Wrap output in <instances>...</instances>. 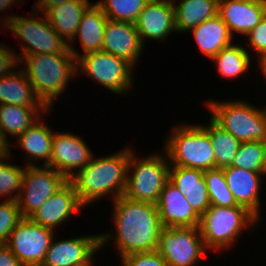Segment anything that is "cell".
Masks as SVG:
<instances>
[{
	"label": "cell",
	"mask_w": 266,
	"mask_h": 266,
	"mask_svg": "<svg viewBox=\"0 0 266 266\" xmlns=\"http://www.w3.org/2000/svg\"><path fill=\"white\" fill-rule=\"evenodd\" d=\"M112 203L116 231L114 242L120 257L155 251L163 228L156 205L130 200L123 195Z\"/></svg>",
	"instance_id": "1"
},
{
	"label": "cell",
	"mask_w": 266,
	"mask_h": 266,
	"mask_svg": "<svg viewBox=\"0 0 266 266\" xmlns=\"http://www.w3.org/2000/svg\"><path fill=\"white\" fill-rule=\"evenodd\" d=\"M118 152L100 158L93 156L84 168L68 179L84 206L109 194H113V201L124 194L130 148L125 147Z\"/></svg>",
	"instance_id": "2"
},
{
	"label": "cell",
	"mask_w": 266,
	"mask_h": 266,
	"mask_svg": "<svg viewBox=\"0 0 266 266\" xmlns=\"http://www.w3.org/2000/svg\"><path fill=\"white\" fill-rule=\"evenodd\" d=\"M19 62H25L26 67L22 70L37 97L49 110L78 72L77 59L70 50L66 53L26 55Z\"/></svg>",
	"instance_id": "3"
},
{
	"label": "cell",
	"mask_w": 266,
	"mask_h": 266,
	"mask_svg": "<svg viewBox=\"0 0 266 266\" xmlns=\"http://www.w3.org/2000/svg\"><path fill=\"white\" fill-rule=\"evenodd\" d=\"M258 218L244 206H210L201 216L199 229L208 250L232 248L244 229L255 226Z\"/></svg>",
	"instance_id": "4"
},
{
	"label": "cell",
	"mask_w": 266,
	"mask_h": 266,
	"mask_svg": "<svg viewBox=\"0 0 266 266\" xmlns=\"http://www.w3.org/2000/svg\"><path fill=\"white\" fill-rule=\"evenodd\" d=\"M171 131L164 146L170 166L203 171L214 168V149L202 126L179 123Z\"/></svg>",
	"instance_id": "5"
},
{
	"label": "cell",
	"mask_w": 266,
	"mask_h": 266,
	"mask_svg": "<svg viewBox=\"0 0 266 266\" xmlns=\"http://www.w3.org/2000/svg\"><path fill=\"white\" fill-rule=\"evenodd\" d=\"M210 117L240 142L266 140V107L258 108L242 100L206 101Z\"/></svg>",
	"instance_id": "6"
},
{
	"label": "cell",
	"mask_w": 266,
	"mask_h": 266,
	"mask_svg": "<svg viewBox=\"0 0 266 266\" xmlns=\"http://www.w3.org/2000/svg\"><path fill=\"white\" fill-rule=\"evenodd\" d=\"M164 153L165 155L153 153L139 159L130 148L123 196L134 201L157 203L164 185L169 180L170 163L165 150Z\"/></svg>",
	"instance_id": "7"
},
{
	"label": "cell",
	"mask_w": 266,
	"mask_h": 266,
	"mask_svg": "<svg viewBox=\"0 0 266 266\" xmlns=\"http://www.w3.org/2000/svg\"><path fill=\"white\" fill-rule=\"evenodd\" d=\"M68 47L77 59L78 73L92 78L113 93L122 95L130 91L133 85L132 71L135 68L126 60L102 50L81 55L71 44Z\"/></svg>",
	"instance_id": "8"
},
{
	"label": "cell",
	"mask_w": 266,
	"mask_h": 266,
	"mask_svg": "<svg viewBox=\"0 0 266 266\" xmlns=\"http://www.w3.org/2000/svg\"><path fill=\"white\" fill-rule=\"evenodd\" d=\"M32 13L30 18L15 15L2 17L3 26L22 39V53L17 55L19 61L26 55L66 53L68 43L51 27L45 14L39 19Z\"/></svg>",
	"instance_id": "9"
},
{
	"label": "cell",
	"mask_w": 266,
	"mask_h": 266,
	"mask_svg": "<svg viewBox=\"0 0 266 266\" xmlns=\"http://www.w3.org/2000/svg\"><path fill=\"white\" fill-rule=\"evenodd\" d=\"M156 251L168 266H194L207 248L199 227H163Z\"/></svg>",
	"instance_id": "10"
},
{
	"label": "cell",
	"mask_w": 266,
	"mask_h": 266,
	"mask_svg": "<svg viewBox=\"0 0 266 266\" xmlns=\"http://www.w3.org/2000/svg\"><path fill=\"white\" fill-rule=\"evenodd\" d=\"M67 181L64 175L51 167L26 165L20 195L16 200L22 217L28 218Z\"/></svg>",
	"instance_id": "11"
},
{
	"label": "cell",
	"mask_w": 266,
	"mask_h": 266,
	"mask_svg": "<svg viewBox=\"0 0 266 266\" xmlns=\"http://www.w3.org/2000/svg\"><path fill=\"white\" fill-rule=\"evenodd\" d=\"M111 234L106 231L59 241L53 238L41 266H93V256L112 241Z\"/></svg>",
	"instance_id": "12"
},
{
	"label": "cell",
	"mask_w": 266,
	"mask_h": 266,
	"mask_svg": "<svg viewBox=\"0 0 266 266\" xmlns=\"http://www.w3.org/2000/svg\"><path fill=\"white\" fill-rule=\"evenodd\" d=\"M54 230L23 218L10 233L7 246L24 266H41Z\"/></svg>",
	"instance_id": "13"
},
{
	"label": "cell",
	"mask_w": 266,
	"mask_h": 266,
	"mask_svg": "<svg viewBox=\"0 0 266 266\" xmlns=\"http://www.w3.org/2000/svg\"><path fill=\"white\" fill-rule=\"evenodd\" d=\"M83 138L68 132L54 133L52 155L47 165L70 179L75 171L84 168L94 154Z\"/></svg>",
	"instance_id": "14"
},
{
	"label": "cell",
	"mask_w": 266,
	"mask_h": 266,
	"mask_svg": "<svg viewBox=\"0 0 266 266\" xmlns=\"http://www.w3.org/2000/svg\"><path fill=\"white\" fill-rule=\"evenodd\" d=\"M84 207L68 180L28 218L34 223L54 230L57 225L60 226Z\"/></svg>",
	"instance_id": "15"
},
{
	"label": "cell",
	"mask_w": 266,
	"mask_h": 266,
	"mask_svg": "<svg viewBox=\"0 0 266 266\" xmlns=\"http://www.w3.org/2000/svg\"><path fill=\"white\" fill-rule=\"evenodd\" d=\"M144 44L135 24L108 19L101 50L126 60L133 67L143 53Z\"/></svg>",
	"instance_id": "16"
},
{
	"label": "cell",
	"mask_w": 266,
	"mask_h": 266,
	"mask_svg": "<svg viewBox=\"0 0 266 266\" xmlns=\"http://www.w3.org/2000/svg\"><path fill=\"white\" fill-rule=\"evenodd\" d=\"M135 27L143 44L145 38L162 41L171 32H177L172 0H150L140 12Z\"/></svg>",
	"instance_id": "17"
},
{
	"label": "cell",
	"mask_w": 266,
	"mask_h": 266,
	"mask_svg": "<svg viewBox=\"0 0 266 266\" xmlns=\"http://www.w3.org/2000/svg\"><path fill=\"white\" fill-rule=\"evenodd\" d=\"M155 205L162 227H199L200 216L171 181L166 182Z\"/></svg>",
	"instance_id": "18"
},
{
	"label": "cell",
	"mask_w": 266,
	"mask_h": 266,
	"mask_svg": "<svg viewBox=\"0 0 266 266\" xmlns=\"http://www.w3.org/2000/svg\"><path fill=\"white\" fill-rule=\"evenodd\" d=\"M266 0H219L218 15L232 33L241 35L258 25L265 16Z\"/></svg>",
	"instance_id": "19"
},
{
	"label": "cell",
	"mask_w": 266,
	"mask_h": 266,
	"mask_svg": "<svg viewBox=\"0 0 266 266\" xmlns=\"http://www.w3.org/2000/svg\"><path fill=\"white\" fill-rule=\"evenodd\" d=\"M224 176L231 193L238 205L244 206L260 219L261 175L265 172H253L234 166L223 168Z\"/></svg>",
	"instance_id": "20"
},
{
	"label": "cell",
	"mask_w": 266,
	"mask_h": 266,
	"mask_svg": "<svg viewBox=\"0 0 266 266\" xmlns=\"http://www.w3.org/2000/svg\"><path fill=\"white\" fill-rule=\"evenodd\" d=\"M91 4L88 0H70L49 8L44 14L60 37L72 44L82 15Z\"/></svg>",
	"instance_id": "21"
},
{
	"label": "cell",
	"mask_w": 266,
	"mask_h": 266,
	"mask_svg": "<svg viewBox=\"0 0 266 266\" xmlns=\"http://www.w3.org/2000/svg\"><path fill=\"white\" fill-rule=\"evenodd\" d=\"M39 119L17 137V144L27 154V166H35L34 160H43L44 165L50 163L52 155V141L55 132ZM45 160V161H44Z\"/></svg>",
	"instance_id": "22"
},
{
	"label": "cell",
	"mask_w": 266,
	"mask_h": 266,
	"mask_svg": "<svg viewBox=\"0 0 266 266\" xmlns=\"http://www.w3.org/2000/svg\"><path fill=\"white\" fill-rule=\"evenodd\" d=\"M0 104L19 105L28 108H47L37 97L23 70L0 77Z\"/></svg>",
	"instance_id": "23"
},
{
	"label": "cell",
	"mask_w": 266,
	"mask_h": 266,
	"mask_svg": "<svg viewBox=\"0 0 266 266\" xmlns=\"http://www.w3.org/2000/svg\"><path fill=\"white\" fill-rule=\"evenodd\" d=\"M189 31L193 32V36L201 52L210 59L223 48L234 43L232 42L234 37L219 15L205 20Z\"/></svg>",
	"instance_id": "24"
},
{
	"label": "cell",
	"mask_w": 266,
	"mask_h": 266,
	"mask_svg": "<svg viewBox=\"0 0 266 266\" xmlns=\"http://www.w3.org/2000/svg\"><path fill=\"white\" fill-rule=\"evenodd\" d=\"M107 20L108 18L96 3H92L83 13L76 35L72 40L74 42L79 39L82 52H84L81 53L82 55L101 50Z\"/></svg>",
	"instance_id": "25"
},
{
	"label": "cell",
	"mask_w": 266,
	"mask_h": 266,
	"mask_svg": "<svg viewBox=\"0 0 266 266\" xmlns=\"http://www.w3.org/2000/svg\"><path fill=\"white\" fill-rule=\"evenodd\" d=\"M48 108H28L12 104H0V139L9 147L7 133L18 137L34 124L40 113H47Z\"/></svg>",
	"instance_id": "26"
},
{
	"label": "cell",
	"mask_w": 266,
	"mask_h": 266,
	"mask_svg": "<svg viewBox=\"0 0 266 266\" xmlns=\"http://www.w3.org/2000/svg\"><path fill=\"white\" fill-rule=\"evenodd\" d=\"M172 3L177 32H188L218 15L219 0H180L179 4L172 0Z\"/></svg>",
	"instance_id": "27"
},
{
	"label": "cell",
	"mask_w": 266,
	"mask_h": 266,
	"mask_svg": "<svg viewBox=\"0 0 266 266\" xmlns=\"http://www.w3.org/2000/svg\"><path fill=\"white\" fill-rule=\"evenodd\" d=\"M202 127L208 133L214 149V168L231 166L241 142L211 118L208 125Z\"/></svg>",
	"instance_id": "28"
},
{
	"label": "cell",
	"mask_w": 266,
	"mask_h": 266,
	"mask_svg": "<svg viewBox=\"0 0 266 266\" xmlns=\"http://www.w3.org/2000/svg\"><path fill=\"white\" fill-rule=\"evenodd\" d=\"M250 54L244 46L233 43L223 48L211 60L215 61L217 71L224 78L234 79L248 72L251 66Z\"/></svg>",
	"instance_id": "29"
},
{
	"label": "cell",
	"mask_w": 266,
	"mask_h": 266,
	"mask_svg": "<svg viewBox=\"0 0 266 266\" xmlns=\"http://www.w3.org/2000/svg\"><path fill=\"white\" fill-rule=\"evenodd\" d=\"M10 151H12L10 147H7V152L0 156V198L5 199L6 197L7 200H17L26 167L8 163L9 156L12 155Z\"/></svg>",
	"instance_id": "30"
},
{
	"label": "cell",
	"mask_w": 266,
	"mask_h": 266,
	"mask_svg": "<svg viewBox=\"0 0 266 266\" xmlns=\"http://www.w3.org/2000/svg\"><path fill=\"white\" fill-rule=\"evenodd\" d=\"M150 0H101L96 4L108 19L135 24L140 12Z\"/></svg>",
	"instance_id": "31"
},
{
	"label": "cell",
	"mask_w": 266,
	"mask_h": 266,
	"mask_svg": "<svg viewBox=\"0 0 266 266\" xmlns=\"http://www.w3.org/2000/svg\"><path fill=\"white\" fill-rule=\"evenodd\" d=\"M210 206H238L224 176L223 168H213L204 171Z\"/></svg>",
	"instance_id": "32"
},
{
	"label": "cell",
	"mask_w": 266,
	"mask_h": 266,
	"mask_svg": "<svg viewBox=\"0 0 266 266\" xmlns=\"http://www.w3.org/2000/svg\"><path fill=\"white\" fill-rule=\"evenodd\" d=\"M264 156L263 141L241 142L231 166L253 172H264Z\"/></svg>",
	"instance_id": "33"
},
{
	"label": "cell",
	"mask_w": 266,
	"mask_h": 266,
	"mask_svg": "<svg viewBox=\"0 0 266 266\" xmlns=\"http://www.w3.org/2000/svg\"><path fill=\"white\" fill-rule=\"evenodd\" d=\"M169 181L178 190L207 189L204 171L200 169L170 166Z\"/></svg>",
	"instance_id": "34"
},
{
	"label": "cell",
	"mask_w": 266,
	"mask_h": 266,
	"mask_svg": "<svg viewBox=\"0 0 266 266\" xmlns=\"http://www.w3.org/2000/svg\"><path fill=\"white\" fill-rule=\"evenodd\" d=\"M23 219L16 200L0 203V244H7L12 230Z\"/></svg>",
	"instance_id": "35"
},
{
	"label": "cell",
	"mask_w": 266,
	"mask_h": 266,
	"mask_svg": "<svg viewBox=\"0 0 266 266\" xmlns=\"http://www.w3.org/2000/svg\"><path fill=\"white\" fill-rule=\"evenodd\" d=\"M121 262V266H168L156 250L126 255L121 257Z\"/></svg>",
	"instance_id": "36"
},
{
	"label": "cell",
	"mask_w": 266,
	"mask_h": 266,
	"mask_svg": "<svg viewBox=\"0 0 266 266\" xmlns=\"http://www.w3.org/2000/svg\"><path fill=\"white\" fill-rule=\"evenodd\" d=\"M191 205L192 209L201 216L209 207V194L207 189L179 190Z\"/></svg>",
	"instance_id": "37"
},
{
	"label": "cell",
	"mask_w": 266,
	"mask_h": 266,
	"mask_svg": "<svg viewBox=\"0 0 266 266\" xmlns=\"http://www.w3.org/2000/svg\"><path fill=\"white\" fill-rule=\"evenodd\" d=\"M248 40V47L251 45V49L257 52V56L266 54V18H264L258 23L256 27L250 30L246 35Z\"/></svg>",
	"instance_id": "38"
},
{
	"label": "cell",
	"mask_w": 266,
	"mask_h": 266,
	"mask_svg": "<svg viewBox=\"0 0 266 266\" xmlns=\"http://www.w3.org/2000/svg\"><path fill=\"white\" fill-rule=\"evenodd\" d=\"M0 45V77L7 76L15 71V66L20 64L16 51H13L9 46ZM11 49V50H10ZM14 68V69H13Z\"/></svg>",
	"instance_id": "39"
},
{
	"label": "cell",
	"mask_w": 266,
	"mask_h": 266,
	"mask_svg": "<svg viewBox=\"0 0 266 266\" xmlns=\"http://www.w3.org/2000/svg\"><path fill=\"white\" fill-rule=\"evenodd\" d=\"M0 266H24L6 244H0Z\"/></svg>",
	"instance_id": "40"
},
{
	"label": "cell",
	"mask_w": 266,
	"mask_h": 266,
	"mask_svg": "<svg viewBox=\"0 0 266 266\" xmlns=\"http://www.w3.org/2000/svg\"><path fill=\"white\" fill-rule=\"evenodd\" d=\"M66 1L70 0H37V2L35 3L36 5H34L35 7H33L34 9L32 11L34 12V15L39 13L38 15H36L38 17L40 14L45 13L49 8Z\"/></svg>",
	"instance_id": "41"
},
{
	"label": "cell",
	"mask_w": 266,
	"mask_h": 266,
	"mask_svg": "<svg viewBox=\"0 0 266 266\" xmlns=\"http://www.w3.org/2000/svg\"><path fill=\"white\" fill-rule=\"evenodd\" d=\"M257 60V62L259 63L258 65H260V69L262 70V75L266 79V54L259 56Z\"/></svg>",
	"instance_id": "42"
},
{
	"label": "cell",
	"mask_w": 266,
	"mask_h": 266,
	"mask_svg": "<svg viewBox=\"0 0 266 266\" xmlns=\"http://www.w3.org/2000/svg\"><path fill=\"white\" fill-rule=\"evenodd\" d=\"M19 0H0V13H2L7 8H10L11 4H15L14 2Z\"/></svg>",
	"instance_id": "43"
},
{
	"label": "cell",
	"mask_w": 266,
	"mask_h": 266,
	"mask_svg": "<svg viewBox=\"0 0 266 266\" xmlns=\"http://www.w3.org/2000/svg\"><path fill=\"white\" fill-rule=\"evenodd\" d=\"M7 152V146L0 139V156Z\"/></svg>",
	"instance_id": "44"
},
{
	"label": "cell",
	"mask_w": 266,
	"mask_h": 266,
	"mask_svg": "<svg viewBox=\"0 0 266 266\" xmlns=\"http://www.w3.org/2000/svg\"><path fill=\"white\" fill-rule=\"evenodd\" d=\"M265 156H264V172L266 175V140L264 141Z\"/></svg>",
	"instance_id": "45"
}]
</instances>
